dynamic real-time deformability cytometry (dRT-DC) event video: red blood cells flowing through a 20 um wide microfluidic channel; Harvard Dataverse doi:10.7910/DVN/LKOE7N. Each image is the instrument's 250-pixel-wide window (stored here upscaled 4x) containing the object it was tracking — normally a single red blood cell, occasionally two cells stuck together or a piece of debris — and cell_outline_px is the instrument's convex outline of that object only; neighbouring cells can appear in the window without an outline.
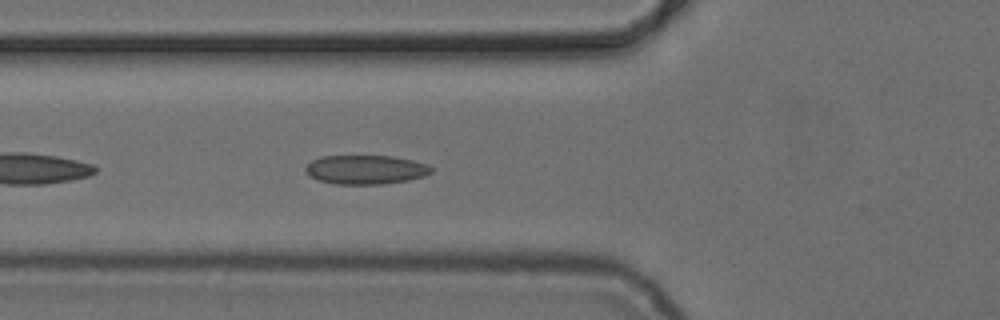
{"species": "common noctule bat (a hibernating species)", "species_latin": "Nyctalus noctula", "temperature_condition": "cold", "stored_images_in_passage": 4, "camera_frame_rate_fps": 3000, "um_per_image_px": 0.085, "animal": {"sex": "female", "body_mass_g": 24.6, "forearm_length_mm": 56.2}, "frame": {"image": 1, "passage_image": 4, "time_ms": 4.333, "image_size_px": [1000, 320], "cell_outline_px": [[432, 172], [424, 176], [408, 180], [380, 184], [336, 184], [316, 180], [308, 176], [304, 168], [312, 160], [320, 156], [392, 156], [412, 160], [428, 164], [432, 168]], "centroid_in_image_um": [31.05, 14.42], "position_along_channel_um": 94.8, "area_um2": 21.39}}